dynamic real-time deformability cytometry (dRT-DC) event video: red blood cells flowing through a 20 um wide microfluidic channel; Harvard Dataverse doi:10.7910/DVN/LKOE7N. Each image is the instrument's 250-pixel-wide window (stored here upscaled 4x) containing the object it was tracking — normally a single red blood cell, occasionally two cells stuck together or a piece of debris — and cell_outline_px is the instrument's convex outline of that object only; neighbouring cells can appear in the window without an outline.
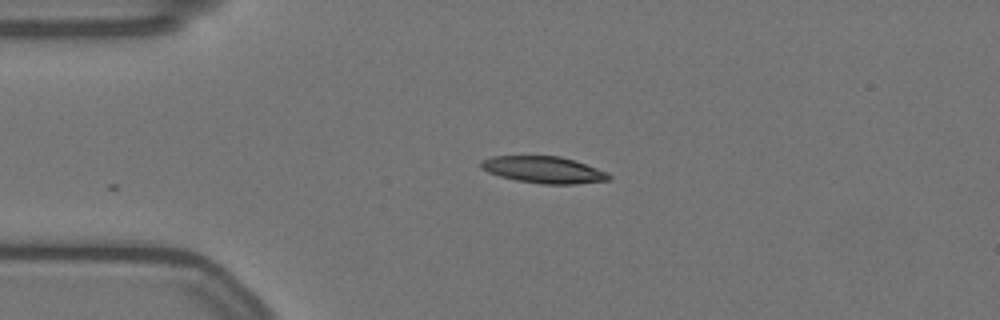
{"species": "Egyptian fruit bat (a non-hibernating species)", "species_latin": "Rousettus aegyptiacus", "temperature_condition": "warm", "stored_images_in_passage": 13, "camera_frame_rate_fps": 3000, "um_per_image_px": 0.085, "animal": {"sex": "female"}, "frame": {"image": 1, "passage_image": 1, "time_ms": 0.0, "image_size_px": [1000, 320], "cell_outline_px": [[612, 180], [576, 184], [540, 184], [516, 180], [500, 176], [488, 172], [480, 168], [480, 160], [492, 156], [560, 156], [608, 172], [612, 176]], "centroid_in_image_um": [46.21, 14.44], "position_along_channel_um": 38.8, "area_um2": 20.0}}
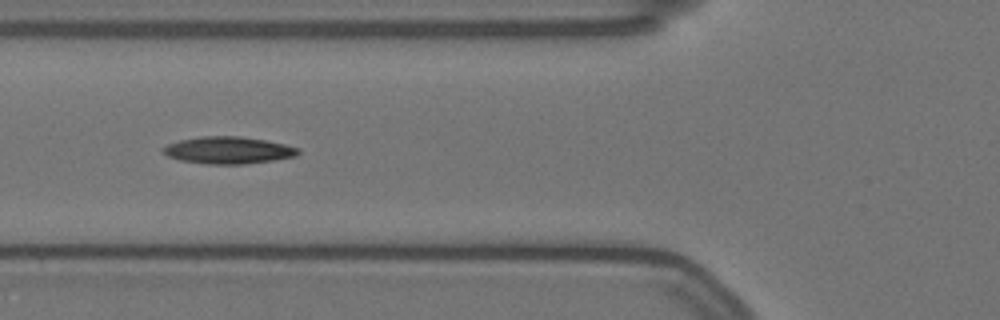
{"frame": {"image": 2, "passage_image": 9, "time_ms": 2.667, "image_size_px": [1000, 320], "cell_outline_px": [[300, 152], [296, 156], [272, 160], [244, 164], [208, 164], [180, 160], [168, 156], [160, 152], [160, 148], [168, 144], [180, 140], [200, 136], [240, 136], [264, 140], [284, 144], [300, 148]], "centroid_in_image_um": [19.37, 12.76], "position_along_channel_um": 106.4, "area_um2": 21.33}}
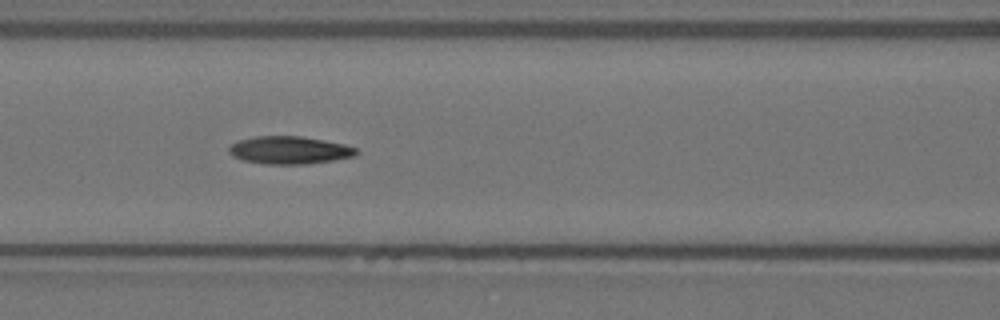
{"frame": {"image": 3, "passage_image": 12, "time_ms": 3.667, "image_size_px": [1000, 320], "cell_outline_px": [[360, 152], [356, 156], [308, 164], [264, 164], [244, 160], [232, 156], [228, 152], [228, 148], [232, 144], [240, 140], [256, 136], [300, 136], [344, 144], [356, 148]], "centroid_in_image_um": [24.61, 12.77], "position_along_channel_um": 142.0, "area_um2": 20.52}}